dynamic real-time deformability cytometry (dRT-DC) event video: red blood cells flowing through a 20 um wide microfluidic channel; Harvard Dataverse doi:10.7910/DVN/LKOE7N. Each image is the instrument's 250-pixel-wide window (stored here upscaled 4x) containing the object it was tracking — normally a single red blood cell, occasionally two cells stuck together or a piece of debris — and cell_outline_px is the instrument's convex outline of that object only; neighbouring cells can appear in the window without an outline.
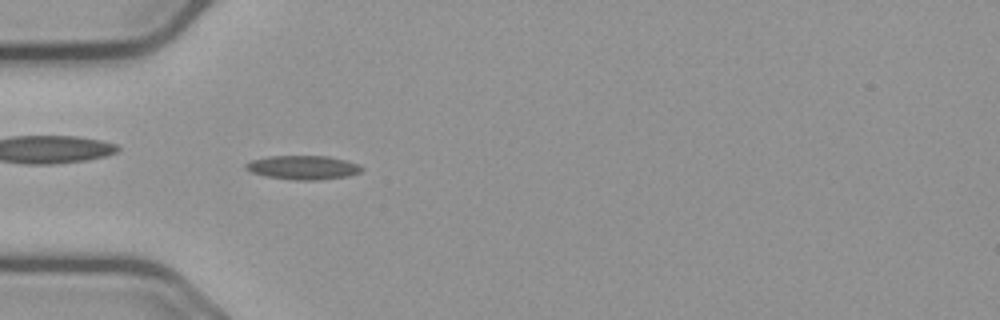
{"species": "common noctule bat (a hibernating species)", "species_latin": "Nyctalus noctula", "temperature_condition": "cold", "stored_images_in_passage": 49, "camera_frame_rate_fps": 3000, "um_per_image_px": 0.085, "animal": {"sex": "male", "body_mass_g": 23.1, "forearm_length_mm": 52.7}, "frame": {"image": 1, "passage_image": 10, "time_ms": 3.0, "image_size_px": [1000, 320], "cell_outline_px": [[364, 168], [360, 172], [348, 176], [320, 180], [296, 180], [268, 176], [252, 172], [244, 168], [244, 164], [252, 160], [272, 156], [328, 156], [360, 164]], "centroid_in_image_um": [25.79, 14.23], "position_along_channel_um": 59.2, "area_um2": 16.07}}
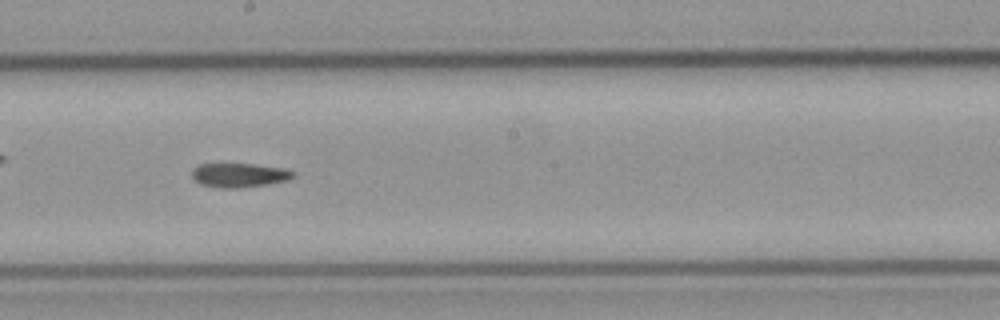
{"frame": {"image": 2, "passage_image": 24, "time_ms": 7.667, "image_size_px": [1000, 320], "cell_outline_px": [[292, 176], [288, 180], [264, 184], [236, 188], [224, 188], [200, 184], [192, 176], [192, 168], [200, 164], [252, 164], [284, 168], [292, 172]], "centroid_in_image_um": [20.28, 14.88], "position_along_channel_um": 227.9, "area_um2": 13.87}}
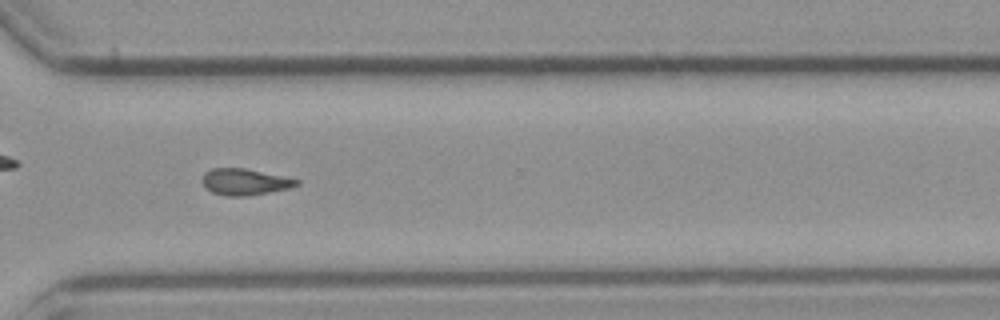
{"frame": {"image": 3, "passage_image": 34, "time_ms": 11.0, "image_size_px": [1000, 320], "cell_outline_px": [[300, 184], [288, 188], [268, 192], [244, 196], [224, 196], [212, 192], [204, 184], [204, 172], [212, 168], [244, 168], [300, 180]], "centroid_in_image_um": [20.81, 15.45], "position_along_channel_um": 349.8, "area_um2": 14.16}}